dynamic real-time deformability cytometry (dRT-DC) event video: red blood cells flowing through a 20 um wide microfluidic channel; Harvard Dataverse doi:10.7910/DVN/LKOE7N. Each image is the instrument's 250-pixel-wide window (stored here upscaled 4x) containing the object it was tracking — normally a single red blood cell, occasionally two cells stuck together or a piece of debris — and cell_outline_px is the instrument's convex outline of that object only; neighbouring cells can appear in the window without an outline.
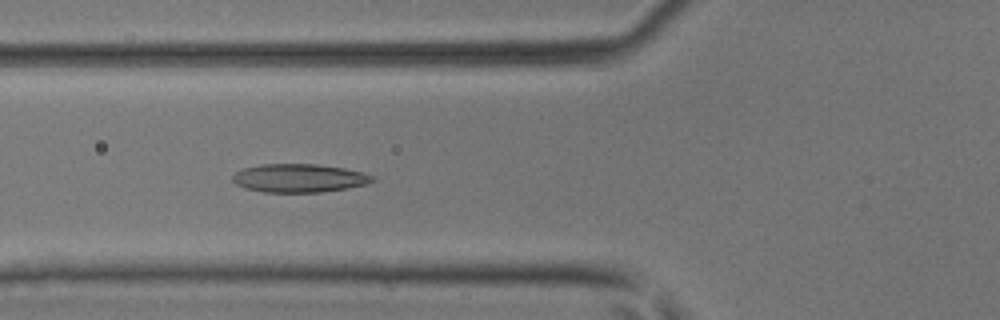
{"species": "common noctule bat (a hibernating species)", "species_latin": "Nyctalus noctula", "temperature_condition": "room temperature", "stored_images_in_passage": 46, "camera_frame_rate_fps": 3000, "um_per_image_px": 0.085, "animal": {"sex": "male", "body_mass_g": 17.9, "forearm_length_mm": 54.2}, "frame": {"image": 1, "passage_image": 17, "time_ms": 5.333, "image_size_px": [1000, 320], "cell_outline_px": [[376, 180], [368, 184], [348, 188], [320, 192], [264, 192], [244, 188], [236, 184], [232, 180], [232, 176], [236, 172], [244, 168], [260, 164], [316, 164], [344, 168], [364, 172], [372, 176]], "centroid_in_image_um": [25.44, 15.14], "position_along_channel_um": 100.4, "area_um2": 23.24}}
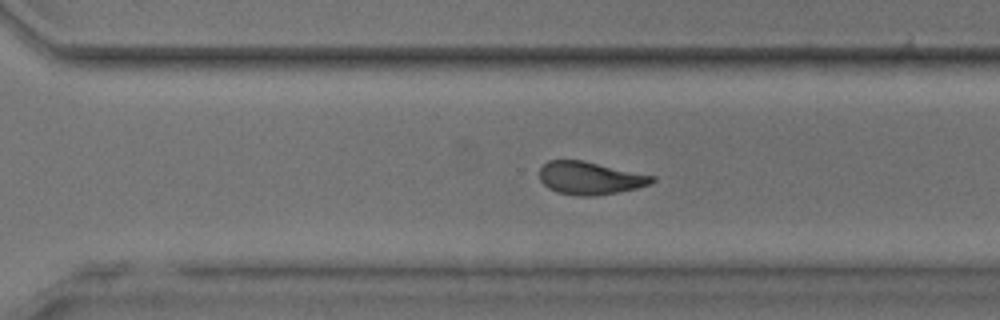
{"frame": {"image": 2, "passage_image": 32, "time_ms": 10.333, "image_size_px": [1000, 320], "cell_outline_px": [[656, 180], [648, 184], [636, 188], [616, 192], [592, 196], [580, 196], [556, 192], [548, 188], [540, 180], [540, 168], [548, 160], [584, 160], [656, 176]], "centroid_in_image_um": [50.14, 15.12], "position_along_channel_um": 320.5, "area_um2": 21.5}}
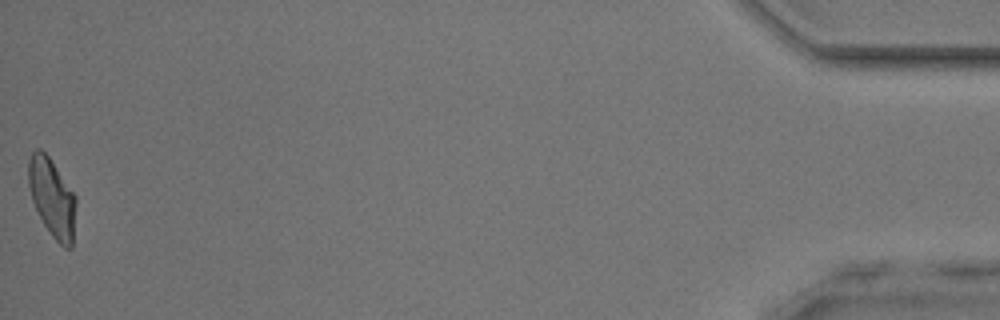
{"frame": {"image": 3, "passage_image": 46, "time_ms": 15.0, "image_size_px": [1000, 320], "cell_outline_px": [[76, 204], [72, 248], [64, 248], [52, 236], [44, 224], [32, 200], [28, 184], [28, 160], [32, 152], [36, 148], [40, 148], [48, 156], [76, 196]], "centroid_in_image_um": [4.43, 16.8], "position_along_channel_um": 430.8, "area_um2": 21.56}}